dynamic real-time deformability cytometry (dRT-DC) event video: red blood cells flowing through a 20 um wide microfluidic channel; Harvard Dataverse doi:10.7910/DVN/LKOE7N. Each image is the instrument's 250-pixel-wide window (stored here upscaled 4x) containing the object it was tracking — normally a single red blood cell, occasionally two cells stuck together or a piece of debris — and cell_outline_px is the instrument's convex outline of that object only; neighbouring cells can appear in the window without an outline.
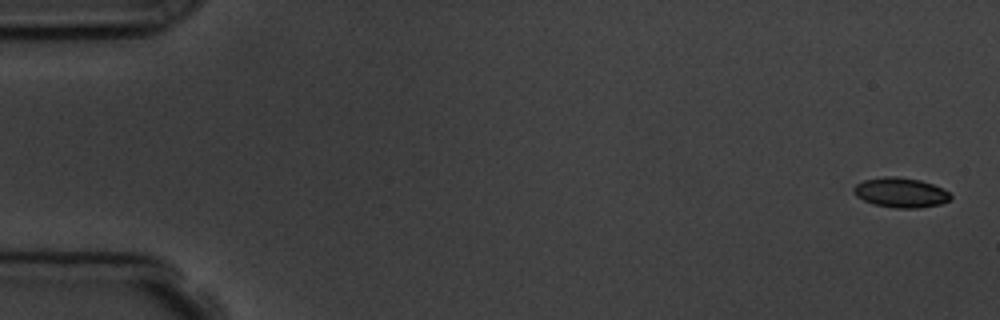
{"species": "common noctule bat (a hibernating species)", "species_latin": "Nyctalus noctula", "temperature_condition": "room temperature", "stored_images_in_passage": 6, "camera_frame_rate_fps": 3000, "um_per_image_px": 0.085, "animal": {"sex": "male", "body_mass_g": 19.5, "forearm_length_mm": 54.6}, "frame": {"image": 1, "passage_image": 1, "time_ms": 0.0, "image_size_px": [1000, 320], "cell_outline_px": [[952, 196], [948, 200], [940, 204], [916, 208], [896, 208], [872, 204], [856, 196], [852, 192], [852, 188], [856, 184], [864, 180], [884, 176], [896, 176], [920, 180], [932, 184], [948, 192]], "centroid_in_image_um": [76.5, 16.36], "position_along_channel_um": 8.5, "area_um2": 16.76}}
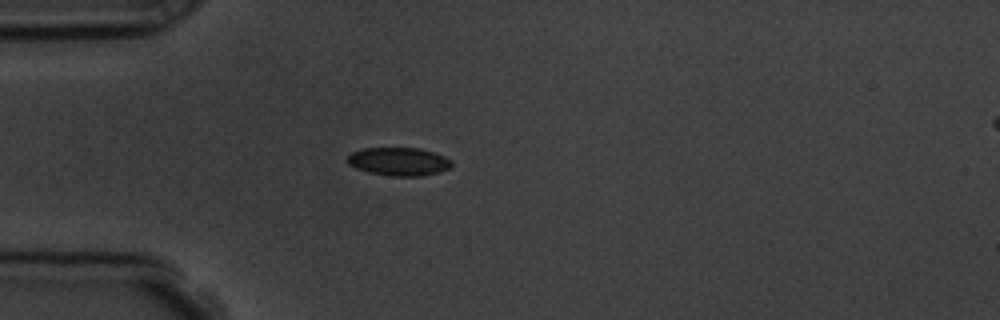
{"frame": {"image": 2, "passage_image": 5, "time_ms": 4.667, "image_size_px": [1000, 320], "cell_outline_px": [[452, 164], [448, 168], [440, 172], [420, 176], [392, 176], [368, 172], [356, 168], [348, 164], [344, 160], [352, 152], [364, 148], [420, 148], [444, 156], [452, 160]], "centroid_in_image_um": [33.87, 13.73], "position_along_channel_um": 51.1, "area_um2": 17.17}}